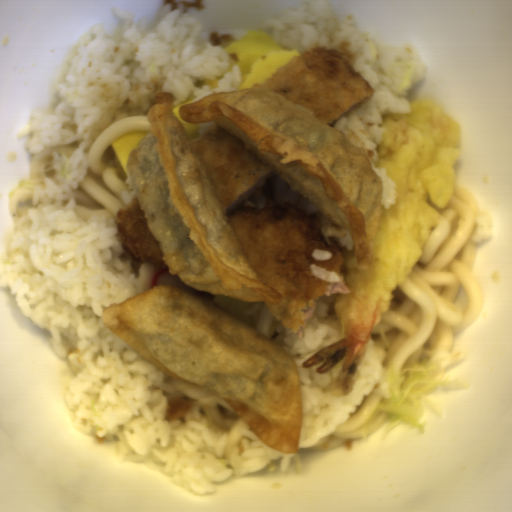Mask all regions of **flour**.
Masks as SVG:
<instances>
[{
	"mask_svg": "<svg viewBox=\"0 0 512 512\" xmlns=\"http://www.w3.org/2000/svg\"><path fill=\"white\" fill-rule=\"evenodd\" d=\"M101 320L169 377L221 398L263 444L298 454L297 367L267 336L209 298L161 283L101 308Z\"/></svg>",
	"mask_w": 512,
	"mask_h": 512,
	"instance_id": "c2a2500e",
	"label": "flour"
},
{
	"mask_svg": "<svg viewBox=\"0 0 512 512\" xmlns=\"http://www.w3.org/2000/svg\"><path fill=\"white\" fill-rule=\"evenodd\" d=\"M184 123L215 122L240 139L337 225L354 246L361 275L373 262L383 215V178L371 158L314 111L258 84L212 91L177 110Z\"/></svg>",
	"mask_w": 512,
	"mask_h": 512,
	"instance_id": "a7fe0414",
	"label": "flour"
},
{
	"mask_svg": "<svg viewBox=\"0 0 512 512\" xmlns=\"http://www.w3.org/2000/svg\"><path fill=\"white\" fill-rule=\"evenodd\" d=\"M175 98L168 91L156 93L146 114L149 129L126 161L163 264L199 292L279 305L284 295L248 261L194 143L173 112Z\"/></svg>",
	"mask_w": 512,
	"mask_h": 512,
	"instance_id": "66d56a37",
	"label": "flour"
}]
</instances>
